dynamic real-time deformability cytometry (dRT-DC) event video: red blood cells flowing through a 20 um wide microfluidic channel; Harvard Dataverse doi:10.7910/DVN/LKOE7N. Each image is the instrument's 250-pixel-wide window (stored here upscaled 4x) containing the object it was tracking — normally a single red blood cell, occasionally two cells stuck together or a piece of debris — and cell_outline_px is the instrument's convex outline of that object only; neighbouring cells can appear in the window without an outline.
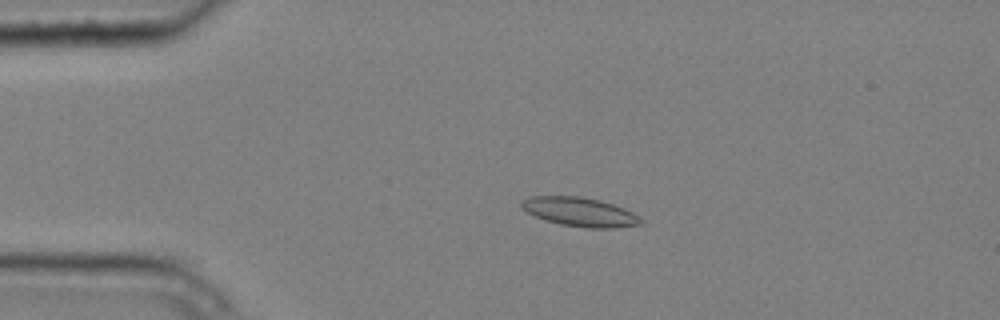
{"species": "common noctule bat (a hibernating species)", "species_latin": "Nyctalus noctula", "temperature_condition": "cold", "stored_images_in_passage": 4, "camera_frame_rate_fps": 3000, "um_per_image_px": 0.085, "animal": {"sex": "male", "body_mass_g": 20.4}, "frame": {"image": 1, "passage_image": 3, "time_ms": 0.667, "image_size_px": [1000, 320], "cell_outline_px": [[644, 224], [616, 228], [584, 228], [560, 224], [544, 220], [520, 208], [520, 200], [532, 196], [580, 196], [600, 200], [624, 208], [632, 212], [644, 220]], "centroid_in_image_um": [49.29, 18.02], "position_along_channel_um": 35.7, "area_um2": 20.4}}